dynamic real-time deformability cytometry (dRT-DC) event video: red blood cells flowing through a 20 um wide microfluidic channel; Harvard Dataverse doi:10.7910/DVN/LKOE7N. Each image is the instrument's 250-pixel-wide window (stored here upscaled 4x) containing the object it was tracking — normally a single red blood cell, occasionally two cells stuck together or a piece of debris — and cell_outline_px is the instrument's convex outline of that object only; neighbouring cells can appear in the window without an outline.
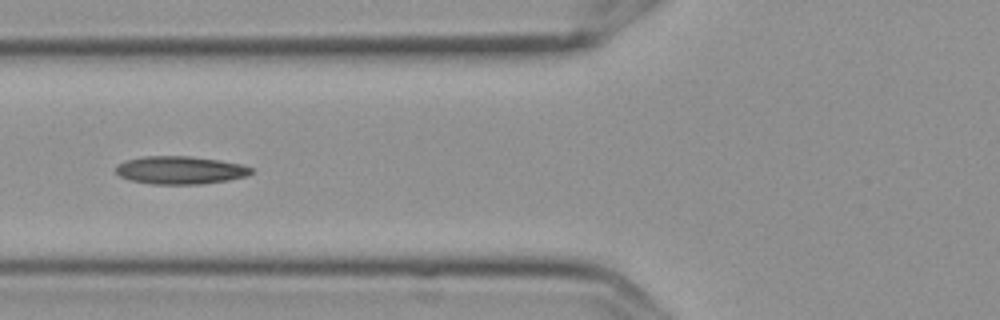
{"species": "Egyptian fruit bat (a non-hibernating species)", "species_latin": "Rousettus aegyptiacus", "temperature_condition": "cold", "stored_images_in_passage": 9, "camera_frame_rate_fps": 3000, "um_per_image_px": 0.085, "frame": {"image": 1, "passage_image": 7, "time_ms": 2.0, "image_size_px": [1000, 320], "cell_outline_px": [[252, 172], [248, 176], [228, 180], [200, 184], [152, 184], [128, 180], [120, 176], [116, 172], [116, 164], [124, 160], [144, 156], [192, 156], [220, 160], [240, 164], [252, 168]], "centroid_in_image_um": [15.29, 14.46], "position_along_channel_um": 110.5, "area_um2": 22.2}}
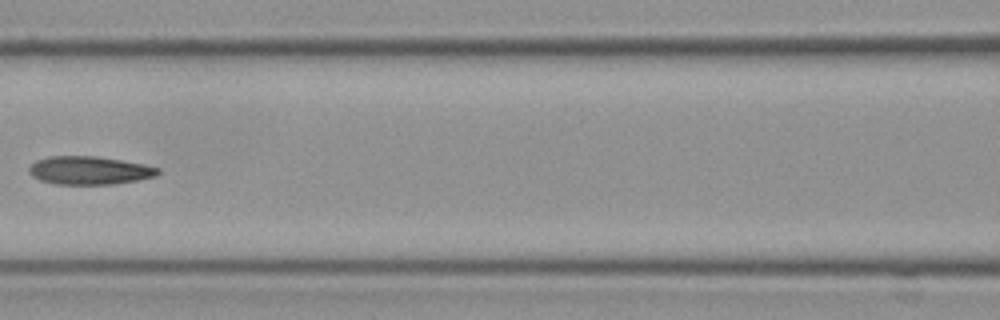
{"frame": {"image": 2, "passage_image": 8, "time_ms": 2.333, "image_size_px": [1000, 320], "cell_outline_px": [[160, 172], [156, 176], [116, 184], [56, 184], [40, 180], [32, 176], [28, 172], [28, 168], [36, 160], [48, 156], [96, 156], [144, 164], [160, 168]], "centroid_in_image_um": [7.58, 14.48], "position_along_channel_um": 159.0, "area_um2": 21.21}}
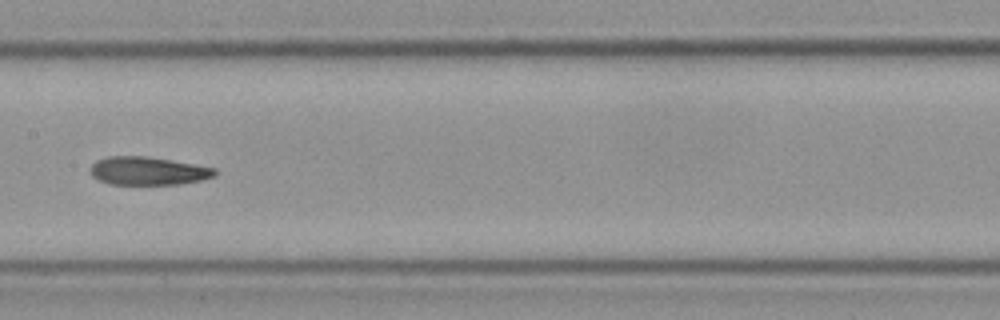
{"frame": {"image": 3, "passage_image": 9, "time_ms": 2.667, "image_size_px": [1000, 320], "cell_outline_px": [[216, 176], [200, 180], [180, 184], [108, 184], [92, 176], [88, 172], [88, 168], [96, 160], [108, 156], [148, 156], [216, 168]], "centroid_in_image_um": [12.54, 14.52], "position_along_channel_um": 194.9, "area_um2": 20.58}}